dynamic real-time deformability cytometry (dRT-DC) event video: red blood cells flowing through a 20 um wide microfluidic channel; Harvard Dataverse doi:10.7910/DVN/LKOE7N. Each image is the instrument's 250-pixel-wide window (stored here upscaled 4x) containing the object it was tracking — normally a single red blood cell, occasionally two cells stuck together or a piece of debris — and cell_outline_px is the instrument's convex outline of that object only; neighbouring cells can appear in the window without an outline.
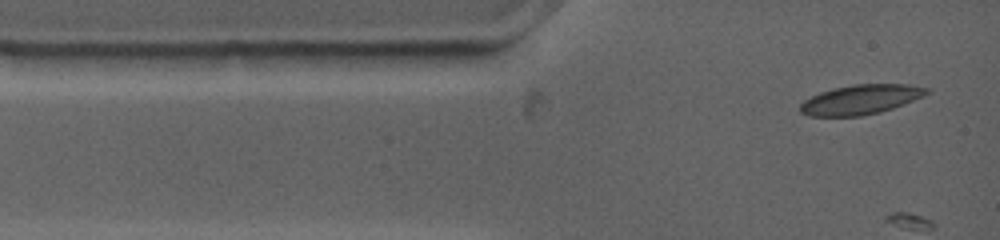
{"species": "common noctule bat (a hibernating species)", "species_latin": "Nyctalus noctula", "temperature_condition": "warm", "stored_images_in_passage": 24, "camera_frame_rate_fps": 4500, "um_per_image_px": 0.085, "animal": {"sex": "female", "body_mass_g": 19.0, "forearm_length_mm": 53.3}, "frame": {"image": 1, "passage_image": 1, "time_ms": 0.0, "image_size_px": [1000, 240], "cell_outline_px": [[932, 92], [924, 96], [892, 108], [880, 112], [860, 116], [808, 116], [800, 112], [800, 104], [804, 100], [820, 92], [832, 88], [852, 84], [908, 84], [932, 88]], "centroid_in_image_um": [73.19, 8.45], "position_along_channel_um": 11.8, "area_um2": 22.02}}